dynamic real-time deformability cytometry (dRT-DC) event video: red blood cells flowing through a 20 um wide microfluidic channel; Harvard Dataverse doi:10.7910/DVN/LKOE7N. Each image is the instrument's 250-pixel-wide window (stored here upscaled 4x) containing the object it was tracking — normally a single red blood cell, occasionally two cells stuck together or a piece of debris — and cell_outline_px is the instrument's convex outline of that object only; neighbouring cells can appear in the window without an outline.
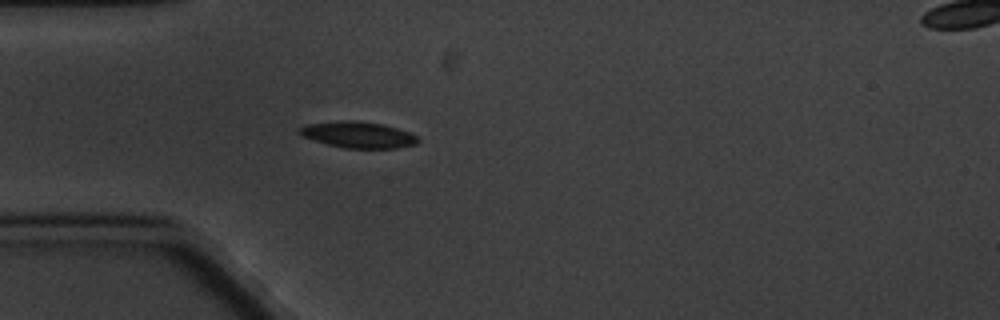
{"species": "common noctule bat (a hibernating species)", "species_latin": "Nyctalus noctula", "temperature_condition": "cold", "stored_images_in_passage": 2, "camera_frame_rate_fps": 3000, "um_per_image_px": 0.085, "animal": {"sex": "male", "body_mass_g": 20.1, "forearm_length_mm": 53.5}, "frame": {"image": 1, "passage_image": 2, "time_ms": 1.333, "image_size_px": [1000, 320], "cell_outline_px": [[420, 140], [416, 144], [396, 148], [344, 148], [328, 144], [300, 136], [296, 132], [296, 128], [304, 124], [336, 120], [356, 120], [384, 124], [408, 132], [416, 136]], "centroid_in_image_um": [30.35, 11.43], "position_along_channel_um": 54.6, "area_um2": 18.44}}